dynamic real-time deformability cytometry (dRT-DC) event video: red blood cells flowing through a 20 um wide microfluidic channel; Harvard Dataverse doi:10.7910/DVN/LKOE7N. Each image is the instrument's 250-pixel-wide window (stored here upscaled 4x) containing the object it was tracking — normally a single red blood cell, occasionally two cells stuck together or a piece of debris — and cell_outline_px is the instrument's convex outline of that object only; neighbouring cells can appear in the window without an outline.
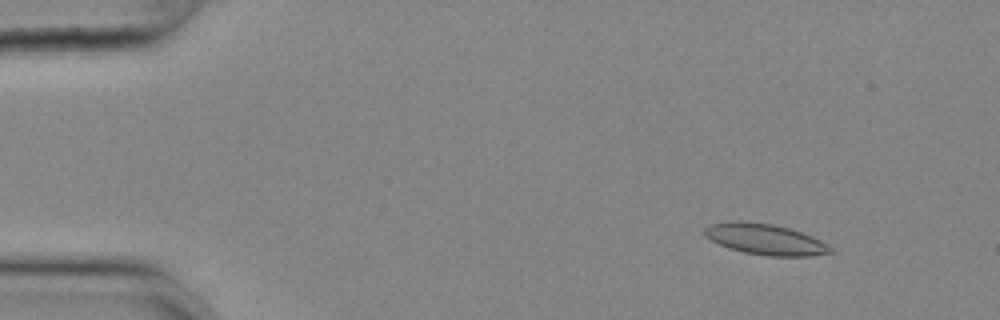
{"species": "common noctule bat (a hibernating species)", "species_latin": "Nyctalus noctula", "temperature_condition": "cold", "stored_images_in_passage": 56, "camera_frame_rate_fps": 3000, "um_per_image_px": 0.085, "animal": {"sex": "female", "body_mass_g": 25.1}, "frame": {"image": 1, "passage_image": 7, "time_ms": 2.0, "image_size_px": [1000, 320], "cell_outline_px": [[836, 252], [812, 256], [768, 256], [744, 252], [728, 248], [712, 240], [704, 232], [704, 228], [712, 224], [772, 224], [788, 228], [812, 236], [820, 240], [832, 248]], "centroid_in_image_um": [65.17, 20.41], "position_along_channel_um": 19.8, "area_um2": 21.56}}
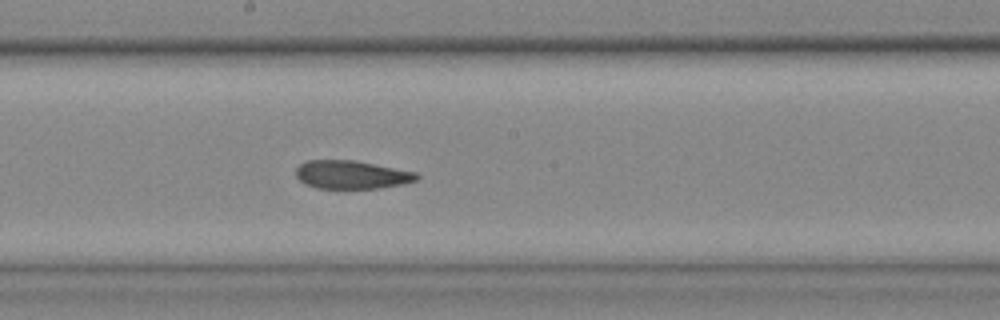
{"frame": {"image": 2, "passage_image": 31, "time_ms": 10.0, "image_size_px": [1000, 320], "cell_outline_px": [[420, 176], [416, 180], [404, 184], [380, 188], [316, 188], [304, 184], [296, 176], [296, 168], [300, 164], [308, 160], [352, 160], [416, 172]], "centroid_in_image_um": [29.87, 14.85], "position_along_channel_um": 218.3, "area_um2": 19.83}}
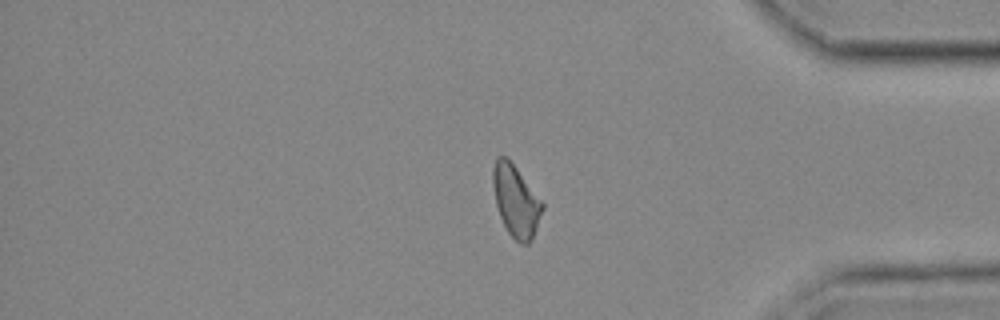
{"frame": {"image": 3, "passage_image": 47, "time_ms": 15.333, "image_size_px": [1000, 320], "cell_outline_px": [[544, 208], [532, 240], [528, 244], [520, 244], [508, 232], [500, 216], [496, 204], [492, 180], [492, 168], [496, 156], [508, 156], [544, 204]], "centroid_in_image_um": [43.84, 17.05], "position_along_channel_um": 391.4, "area_um2": 20.69}, "authors_computed_cell_mechanics": {"area_um2": 20.9525, "velocity_mm_per_s": 3.6307, "shape_relaxation_time_tau1_ms": null, "shape_relaxation_time_tau2_ms": 4.943, "deformation_change_tau1": null, "deformation_change_tau2": 0.1255}}